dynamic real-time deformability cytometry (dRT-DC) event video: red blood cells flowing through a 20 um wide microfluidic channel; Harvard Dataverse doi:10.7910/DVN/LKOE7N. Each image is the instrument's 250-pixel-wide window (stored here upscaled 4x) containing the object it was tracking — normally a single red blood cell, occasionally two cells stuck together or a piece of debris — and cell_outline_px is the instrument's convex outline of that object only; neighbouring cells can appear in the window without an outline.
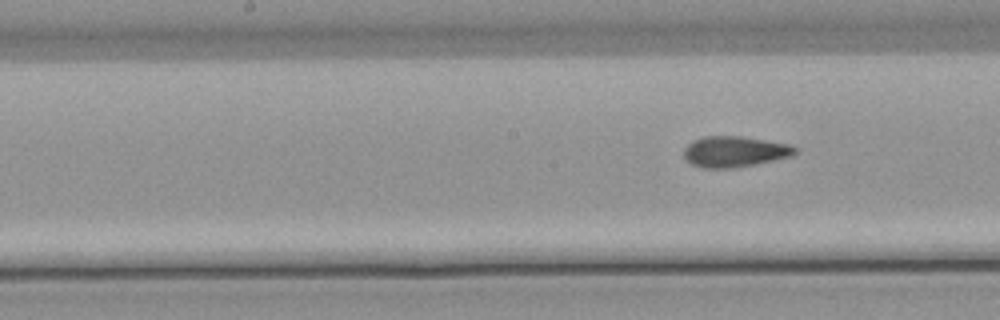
{"species": "common noctule bat (a hibernating species)", "species_latin": "Nyctalus noctula", "temperature_condition": "warm", "stored_images_in_passage": 31, "camera_frame_rate_fps": 3000, "um_per_image_px": 0.085, "animal": {"sex": "male", "body_mass_g": 21.5, "forearm_length_mm": 52.0}, "frame": {"image": 1, "passage_image": 31, "time_ms": 10.0, "image_size_px": [1000, 320], "cell_outline_px": [[800, 148], [792, 156], [752, 164], [728, 168], [704, 168], [692, 164], [684, 156], [684, 148], [692, 140], [704, 136], [740, 136], [792, 144]], "centroid_in_image_um": [62.46, 12.86], "position_along_channel_um": 185.7, "area_um2": 19.88}}